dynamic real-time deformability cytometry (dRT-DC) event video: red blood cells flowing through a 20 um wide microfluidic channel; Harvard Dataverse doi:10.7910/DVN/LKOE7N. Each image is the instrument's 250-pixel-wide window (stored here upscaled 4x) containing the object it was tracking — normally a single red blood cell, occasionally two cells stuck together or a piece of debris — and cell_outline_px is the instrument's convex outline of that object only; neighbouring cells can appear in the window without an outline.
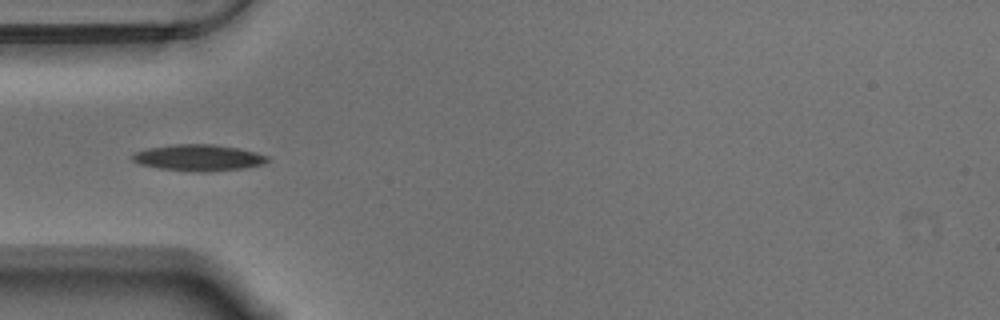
{"species": "Egyptian fruit bat (a non-hibernating species)", "species_latin": "Rousettus aegyptiacus", "temperature_condition": "warm", "stored_images_in_passage": 40, "camera_frame_rate_fps": 3000, "um_per_image_px": 0.085, "animal": {"sex": "male"}, "frame": {"image": 1, "passage_image": 1, "time_ms": 0.0, "image_size_px": [1000, 320], "cell_outline_px": [[272, 160], [264, 164], [244, 168], [208, 172], [200, 172], [160, 168], [140, 164], [132, 160], [132, 152], [148, 148], [176, 144], [216, 144], [240, 148], [256, 152], [268, 156]], "centroid_in_image_um": [16.93, 13.4], "position_along_channel_um": 68.1, "area_um2": 20.92}}
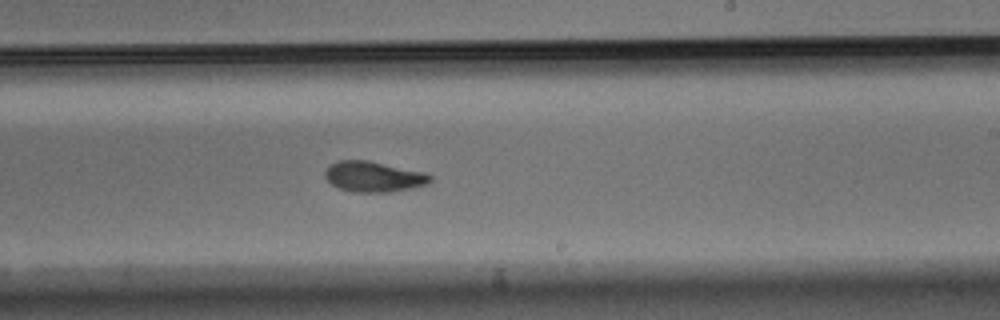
{"frame": {"image": 2, "passage_image": 17, "time_ms": 5.333, "image_size_px": [1000, 320], "cell_outline_px": [[432, 180], [428, 184], [388, 192], [352, 192], [340, 188], [332, 184], [324, 176], [324, 172], [332, 164], [340, 160], [368, 160], [424, 172], [432, 176]], "centroid_in_image_um": [31.76, 15.01], "position_along_channel_um": 257.2, "area_um2": 18.5}}
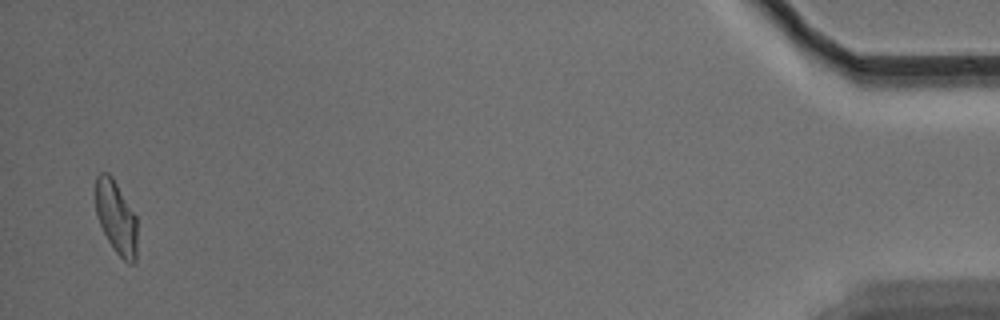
{"frame": {"image": 3, "passage_image": 39, "time_ms": 12.667, "image_size_px": [1000, 320], "cell_outline_px": [[136, 260], [132, 264], [128, 264], [112, 248], [100, 224], [96, 212], [96, 176], [100, 172], [108, 172], [112, 176], [136, 216]], "centroid_in_image_um": [9.87, 18.48], "position_along_channel_um": 425.3, "area_um2": 17.57}, "authors_computed_cell_mechanics": {"area_um2": 18.496, "velocity_mm_per_s": 3.5252, "shape_relaxation_time_tau1_ms": 3.4086, "shape_relaxation_time_tau2_ms": 5.5788, "deformation_change_tau1": 0.1528, "deformation_change_tau2": 0.0963}}